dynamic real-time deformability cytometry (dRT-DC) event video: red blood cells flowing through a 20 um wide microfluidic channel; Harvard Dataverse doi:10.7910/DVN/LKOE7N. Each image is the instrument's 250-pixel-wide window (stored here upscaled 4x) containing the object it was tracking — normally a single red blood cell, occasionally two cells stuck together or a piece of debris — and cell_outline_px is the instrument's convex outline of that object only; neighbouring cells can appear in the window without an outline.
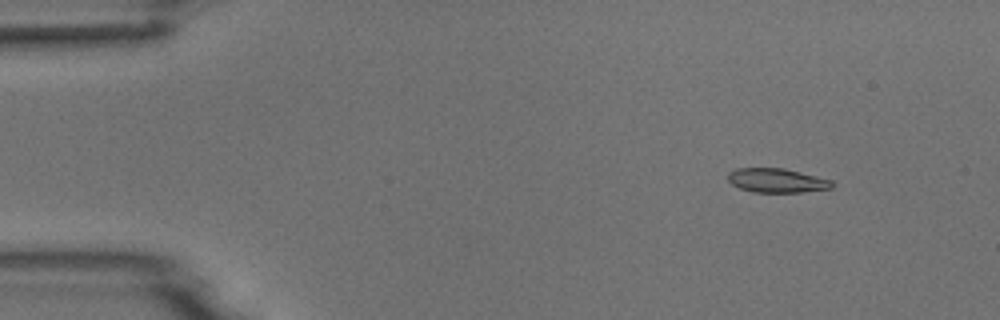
{"species": "common noctule bat (a hibernating species)", "species_latin": "Nyctalus noctula", "temperature_condition": "room temperature", "stored_images_in_passage": 9, "camera_frame_rate_fps": 3000, "um_per_image_px": 0.085, "animal": {"sex": "male", "body_mass_g": 18.8}, "frame": {"image": 1, "passage_image": 2, "time_ms": 1.0, "image_size_px": [1000, 320], "cell_outline_px": [[832, 188], [800, 192], [752, 192], [740, 188], [732, 184], [728, 180], [728, 172], [736, 168], [784, 168], [832, 180]], "centroid_in_image_um": [66.0, 15.34], "position_along_channel_um": 19.0, "area_um2": 14.57}}